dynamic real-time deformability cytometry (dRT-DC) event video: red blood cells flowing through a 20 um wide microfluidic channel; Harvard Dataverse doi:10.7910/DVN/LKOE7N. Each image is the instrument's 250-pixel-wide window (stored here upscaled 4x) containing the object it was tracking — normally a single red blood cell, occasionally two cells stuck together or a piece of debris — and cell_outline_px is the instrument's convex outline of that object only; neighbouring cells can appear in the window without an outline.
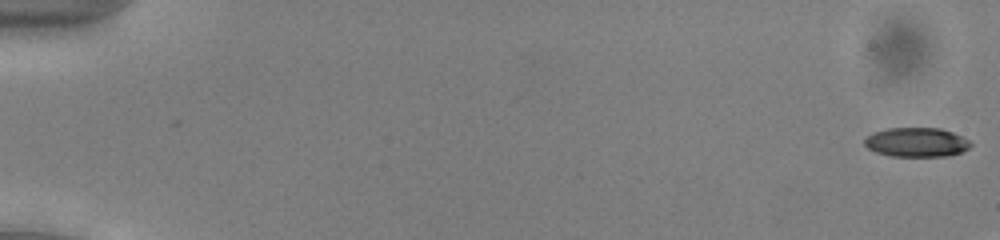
{"species": "common noctule bat (a hibernating species)", "species_latin": "Nyctalus noctula", "temperature_condition": "cold", "stored_images_in_passage": 16, "camera_frame_rate_fps": 3000, "um_per_image_px": 0.085, "animal": {"sex": "male", "body_mass_g": 13.0, "forearm_length_mm": 53.1}, "frame": {"image": 1, "passage_image": 1, "time_ms": 0.0, "image_size_px": [1000, 240], "cell_outline_px": [[972, 144], [968, 148], [960, 152], [948, 156], [892, 156], [876, 152], [868, 148], [864, 144], [864, 140], [868, 136], [876, 132], [888, 128], [940, 128], [952, 132], [968, 140]], "centroid_in_image_um": [77.9, 12.09], "position_along_channel_um": 7.1, "area_um2": 17.86}}